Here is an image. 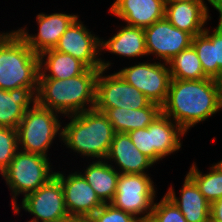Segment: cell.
<instances>
[{"mask_svg": "<svg viewBox=\"0 0 222 222\" xmlns=\"http://www.w3.org/2000/svg\"><path fill=\"white\" fill-rule=\"evenodd\" d=\"M65 119L61 145L83 159L104 160L116 133L107 115L93 108Z\"/></svg>", "mask_w": 222, "mask_h": 222, "instance_id": "3", "label": "cell"}, {"mask_svg": "<svg viewBox=\"0 0 222 222\" xmlns=\"http://www.w3.org/2000/svg\"><path fill=\"white\" fill-rule=\"evenodd\" d=\"M18 150L17 129L0 127V175L8 168Z\"/></svg>", "mask_w": 222, "mask_h": 222, "instance_id": "28", "label": "cell"}, {"mask_svg": "<svg viewBox=\"0 0 222 222\" xmlns=\"http://www.w3.org/2000/svg\"><path fill=\"white\" fill-rule=\"evenodd\" d=\"M147 61L135 62L134 65L128 67L124 66L119 71L117 70V73L151 102L162 106L167 99L171 82L168 63L155 60L152 62L148 59Z\"/></svg>", "mask_w": 222, "mask_h": 222, "instance_id": "10", "label": "cell"}, {"mask_svg": "<svg viewBox=\"0 0 222 222\" xmlns=\"http://www.w3.org/2000/svg\"><path fill=\"white\" fill-rule=\"evenodd\" d=\"M198 168L197 163L194 161L187 175L196 183L205 199L212 204L222 198V170L214 163L209 166L206 173H203Z\"/></svg>", "mask_w": 222, "mask_h": 222, "instance_id": "27", "label": "cell"}, {"mask_svg": "<svg viewBox=\"0 0 222 222\" xmlns=\"http://www.w3.org/2000/svg\"><path fill=\"white\" fill-rule=\"evenodd\" d=\"M83 170H77L93 188L99 199L104 203H111L115 197L119 172L105 159L87 162Z\"/></svg>", "mask_w": 222, "mask_h": 222, "instance_id": "22", "label": "cell"}, {"mask_svg": "<svg viewBox=\"0 0 222 222\" xmlns=\"http://www.w3.org/2000/svg\"><path fill=\"white\" fill-rule=\"evenodd\" d=\"M77 13L55 12L46 14L40 12L36 15V33H30L28 27L24 25L16 31L25 40L32 51L40 55L42 52L54 49L60 37L66 29L79 17Z\"/></svg>", "mask_w": 222, "mask_h": 222, "instance_id": "14", "label": "cell"}, {"mask_svg": "<svg viewBox=\"0 0 222 222\" xmlns=\"http://www.w3.org/2000/svg\"><path fill=\"white\" fill-rule=\"evenodd\" d=\"M214 28H205L203 33L192 38V46L197 52L204 74L216 79L222 68V11Z\"/></svg>", "mask_w": 222, "mask_h": 222, "instance_id": "20", "label": "cell"}, {"mask_svg": "<svg viewBox=\"0 0 222 222\" xmlns=\"http://www.w3.org/2000/svg\"><path fill=\"white\" fill-rule=\"evenodd\" d=\"M66 222H89L87 219H71Z\"/></svg>", "mask_w": 222, "mask_h": 222, "instance_id": "36", "label": "cell"}, {"mask_svg": "<svg viewBox=\"0 0 222 222\" xmlns=\"http://www.w3.org/2000/svg\"><path fill=\"white\" fill-rule=\"evenodd\" d=\"M134 215L115 208L111 203L104 204L87 220L89 222H128Z\"/></svg>", "mask_w": 222, "mask_h": 222, "instance_id": "31", "label": "cell"}, {"mask_svg": "<svg viewBox=\"0 0 222 222\" xmlns=\"http://www.w3.org/2000/svg\"><path fill=\"white\" fill-rule=\"evenodd\" d=\"M39 55L16 29L0 32V88L38 87Z\"/></svg>", "mask_w": 222, "mask_h": 222, "instance_id": "4", "label": "cell"}, {"mask_svg": "<svg viewBox=\"0 0 222 222\" xmlns=\"http://www.w3.org/2000/svg\"><path fill=\"white\" fill-rule=\"evenodd\" d=\"M62 115L35 103L27 109L18 125V148L27 153L49 157L53 141H62ZM60 118V120H59Z\"/></svg>", "mask_w": 222, "mask_h": 222, "instance_id": "6", "label": "cell"}, {"mask_svg": "<svg viewBox=\"0 0 222 222\" xmlns=\"http://www.w3.org/2000/svg\"><path fill=\"white\" fill-rule=\"evenodd\" d=\"M162 114L172 119L186 133L222 111V93L212 78L200 80L171 79Z\"/></svg>", "mask_w": 222, "mask_h": 222, "instance_id": "1", "label": "cell"}, {"mask_svg": "<svg viewBox=\"0 0 222 222\" xmlns=\"http://www.w3.org/2000/svg\"><path fill=\"white\" fill-rule=\"evenodd\" d=\"M116 133H129L148 127L161 113V106L151 102L140 109L112 108L104 112Z\"/></svg>", "mask_w": 222, "mask_h": 222, "instance_id": "23", "label": "cell"}, {"mask_svg": "<svg viewBox=\"0 0 222 222\" xmlns=\"http://www.w3.org/2000/svg\"><path fill=\"white\" fill-rule=\"evenodd\" d=\"M165 3H178V2H190V1H215V0H164Z\"/></svg>", "mask_w": 222, "mask_h": 222, "instance_id": "34", "label": "cell"}, {"mask_svg": "<svg viewBox=\"0 0 222 222\" xmlns=\"http://www.w3.org/2000/svg\"><path fill=\"white\" fill-rule=\"evenodd\" d=\"M55 176L63 187L65 207L71 219H88L104 205L77 169L68 174L56 171Z\"/></svg>", "mask_w": 222, "mask_h": 222, "instance_id": "13", "label": "cell"}, {"mask_svg": "<svg viewBox=\"0 0 222 222\" xmlns=\"http://www.w3.org/2000/svg\"><path fill=\"white\" fill-rule=\"evenodd\" d=\"M214 164L222 170V160L218 161L217 163L214 162Z\"/></svg>", "mask_w": 222, "mask_h": 222, "instance_id": "37", "label": "cell"}, {"mask_svg": "<svg viewBox=\"0 0 222 222\" xmlns=\"http://www.w3.org/2000/svg\"><path fill=\"white\" fill-rule=\"evenodd\" d=\"M54 49L73 56L89 69H102L100 36L90 31L80 16L66 29Z\"/></svg>", "mask_w": 222, "mask_h": 222, "instance_id": "12", "label": "cell"}, {"mask_svg": "<svg viewBox=\"0 0 222 222\" xmlns=\"http://www.w3.org/2000/svg\"><path fill=\"white\" fill-rule=\"evenodd\" d=\"M215 81L217 82V84L221 90V93H222V68H221V71H220L218 77L215 79Z\"/></svg>", "mask_w": 222, "mask_h": 222, "instance_id": "35", "label": "cell"}, {"mask_svg": "<svg viewBox=\"0 0 222 222\" xmlns=\"http://www.w3.org/2000/svg\"><path fill=\"white\" fill-rule=\"evenodd\" d=\"M186 132L172 119L162 113L152 122V148L165 159L182 148Z\"/></svg>", "mask_w": 222, "mask_h": 222, "instance_id": "25", "label": "cell"}, {"mask_svg": "<svg viewBox=\"0 0 222 222\" xmlns=\"http://www.w3.org/2000/svg\"><path fill=\"white\" fill-rule=\"evenodd\" d=\"M116 33L110 38L100 37V64L102 69L110 70L114 63L104 58L105 53H111L119 57L133 59L147 57L145 32L143 28L120 24ZM120 27V29H119ZM146 56V57H145Z\"/></svg>", "mask_w": 222, "mask_h": 222, "instance_id": "15", "label": "cell"}, {"mask_svg": "<svg viewBox=\"0 0 222 222\" xmlns=\"http://www.w3.org/2000/svg\"><path fill=\"white\" fill-rule=\"evenodd\" d=\"M210 219L214 222H222V198L211 204Z\"/></svg>", "mask_w": 222, "mask_h": 222, "instance_id": "32", "label": "cell"}, {"mask_svg": "<svg viewBox=\"0 0 222 222\" xmlns=\"http://www.w3.org/2000/svg\"><path fill=\"white\" fill-rule=\"evenodd\" d=\"M171 79L200 80L208 78L203 71L197 52L191 45L168 62Z\"/></svg>", "mask_w": 222, "mask_h": 222, "instance_id": "26", "label": "cell"}, {"mask_svg": "<svg viewBox=\"0 0 222 222\" xmlns=\"http://www.w3.org/2000/svg\"><path fill=\"white\" fill-rule=\"evenodd\" d=\"M107 71L101 69L96 79V110L105 112L107 109L119 107L140 109L151 103L142 92L128 84L117 72L107 74Z\"/></svg>", "mask_w": 222, "mask_h": 222, "instance_id": "9", "label": "cell"}, {"mask_svg": "<svg viewBox=\"0 0 222 222\" xmlns=\"http://www.w3.org/2000/svg\"><path fill=\"white\" fill-rule=\"evenodd\" d=\"M208 4L218 13L222 11V7L216 1L165 3V18L174 27L194 37L203 33L207 22L212 19Z\"/></svg>", "mask_w": 222, "mask_h": 222, "instance_id": "16", "label": "cell"}, {"mask_svg": "<svg viewBox=\"0 0 222 222\" xmlns=\"http://www.w3.org/2000/svg\"><path fill=\"white\" fill-rule=\"evenodd\" d=\"M172 185L171 183L165 195L179 208L187 222L210 221L211 203L205 199L196 183L187 174L178 197Z\"/></svg>", "mask_w": 222, "mask_h": 222, "instance_id": "19", "label": "cell"}, {"mask_svg": "<svg viewBox=\"0 0 222 222\" xmlns=\"http://www.w3.org/2000/svg\"><path fill=\"white\" fill-rule=\"evenodd\" d=\"M222 7V0H215Z\"/></svg>", "mask_w": 222, "mask_h": 222, "instance_id": "38", "label": "cell"}, {"mask_svg": "<svg viewBox=\"0 0 222 222\" xmlns=\"http://www.w3.org/2000/svg\"><path fill=\"white\" fill-rule=\"evenodd\" d=\"M149 175L120 173L111 204L134 216L150 218L157 198V185Z\"/></svg>", "mask_w": 222, "mask_h": 222, "instance_id": "8", "label": "cell"}, {"mask_svg": "<svg viewBox=\"0 0 222 222\" xmlns=\"http://www.w3.org/2000/svg\"><path fill=\"white\" fill-rule=\"evenodd\" d=\"M128 135L136 148L154 164L163 160L152 148V123L146 128L130 131Z\"/></svg>", "mask_w": 222, "mask_h": 222, "instance_id": "30", "label": "cell"}, {"mask_svg": "<svg viewBox=\"0 0 222 222\" xmlns=\"http://www.w3.org/2000/svg\"><path fill=\"white\" fill-rule=\"evenodd\" d=\"M128 222H150V218H144L141 216H133Z\"/></svg>", "mask_w": 222, "mask_h": 222, "instance_id": "33", "label": "cell"}, {"mask_svg": "<svg viewBox=\"0 0 222 222\" xmlns=\"http://www.w3.org/2000/svg\"><path fill=\"white\" fill-rule=\"evenodd\" d=\"M150 222H187L179 208L166 196L154 202Z\"/></svg>", "mask_w": 222, "mask_h": 222, "instance_id": "29", "label": "cell"}, {"mask_svg": "<svg viewBox=\"0 0 222 222\" xmlns=\"http://www.w3.org/2000/svg\"><path fill=\"white\" fill-rule=\"evenodd\" d=\"M87 67L69 54L49 49L39 55V77L68 79L82 74Z\"/></svg>", "mask_w": 222, "mask_h": 222, "instance_id": "24", "label": "cell"}, {"mask_svg": "<svg viewBox=\"0 0 222 222\" xmlns=\"http://www.w3.org/2000/svg\"><path fill=\"white\" fill-rule=\"evenodd\" d=\"M108 12L126 25L144 29L165 17V1L114 0Z\"/></svg>", "mask_w": 222, "mask_h": 222, "instance_id": "18", "label": "cell"}, {"mask_svg": "<svg viewBox=\"0 0 222 222\" xmlns=\"http://www.w3.org/2000/svg\"><path fill=\"white\" fill-rule=\"evenodd\" d=\"M105 160L121 174H149L148 169L155 166L136 148L128 133H115Z\"/></svg>", "mask_w": 222, "mask_h": 222, "instance_id": "17", "label": "cell"}, {"mask_svg": "<svg viewBox=\"0 0 222 222\" xmlns=\"http://www.w3.org/2000/svg\"><path fill=\"white\" fill-rule=\"evenodd\" d=\"M51 158L18 150L8 168L1 174L11 194V207L20 195L27 196L55 176ZM54 171H53V170Z\"/></svg>", "mask_w": 222, "mask_h": 222, "instance_id": "5", "label": "cell"}, {"mask_svg": "<svg viewBox=\"0 0 222 222\" xmlns=\"http://www.w3.org/2000/svg\"><path fill=\"white\" fill-rule=\"evenodd\" d=\"M12 210L19 215L21 210L32 219L27 222H66L71 220L65 207L64 191L60 180L54 176L35 192L28 194ZM33 216V217H32Z\"/></svg>", "mask_w": 222, "mask_h": 222, "instance_id": "7", "label": "cell"}, {"mask_svg": "<svg viewBox=\"0 0 222 222\" xmlns=\"http://www.w3.org/2000/svg\"><path fill=\"white\" fill-rule=\"evenodd\" d=\"M100 70L87 68L82 74L68 79L38 78L36 103L63 117L93 109Z\"/></svg>", "mask_w": 222, "mask_h": 222, "instance_id": "2", "label": "cell"}, {"mask_svg": "<svg viewBox=\"0 0 222 222\" xmlns=\"http://www.w3.org/2000/svg\"><path fill=\"white\" fill-rule=\"evenodd\" d=\"M147 56L153 60L169 62L182 50L192 45L193 36L174 27L165 17L144 28Z\"/></svg>", "mask_w": 222, "mask_h": 222, "instance_id": "11", "label": "cell"}, {"mask_svg": "<svg viewBox=\"0 0 222 222\" xmlns=\"http://www.w3.org/2000/svg\"><path fill=\"white\" fill-rule=\"evenodd\" d=\"M38 87L0 88V127L17 129L27 109L36 103Z\"/></svg>", "mask_w": 222, "mask_h": 222, "instance_id": "21", "label": "cell"}]
</instances>
